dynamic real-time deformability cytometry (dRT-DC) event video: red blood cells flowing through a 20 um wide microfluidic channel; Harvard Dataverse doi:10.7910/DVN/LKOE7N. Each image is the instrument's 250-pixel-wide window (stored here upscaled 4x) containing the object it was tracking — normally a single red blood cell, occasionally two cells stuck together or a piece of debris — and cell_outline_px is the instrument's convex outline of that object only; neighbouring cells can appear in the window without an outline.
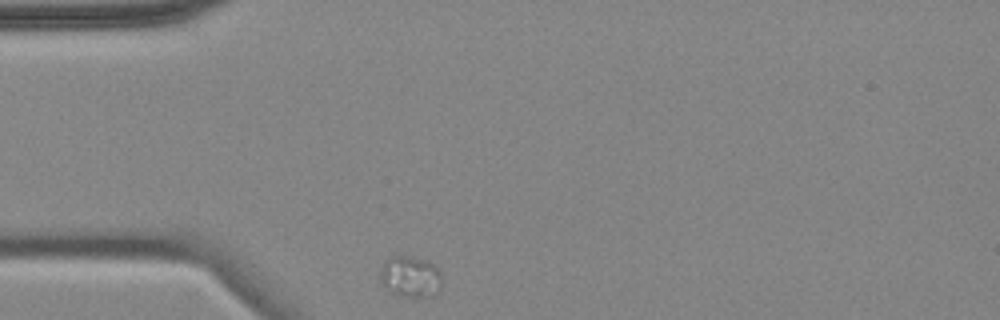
{"species": "common noctule bat (a hibernating species)", "species_latin": "Nyctalus noctula", "temperature_condition": "cold", "stored_images_in_passage": 5, "camera_frame_rate_fps": 3000, "um_per_image_px": 0.085, "animal": {"sex": "female", "body_mass_g": 18.4}, "frame": {"image": 1, "passage_image": 1, "time_ms": 0.0, "image_size_px": [1000, 320], "cell_outline_px": [[440, 288], [436, 292], [424, 296], [400, 296], [392, 292], [380, 284], [380, 268], [384, 260], [392, 256], [412, 256], [424, 260], [432, 264], [440, 272]], "centroid_in_image_um": [34.81, 23.49], "position_along_channel_um": 50.2, "area_um2": 14.62}}